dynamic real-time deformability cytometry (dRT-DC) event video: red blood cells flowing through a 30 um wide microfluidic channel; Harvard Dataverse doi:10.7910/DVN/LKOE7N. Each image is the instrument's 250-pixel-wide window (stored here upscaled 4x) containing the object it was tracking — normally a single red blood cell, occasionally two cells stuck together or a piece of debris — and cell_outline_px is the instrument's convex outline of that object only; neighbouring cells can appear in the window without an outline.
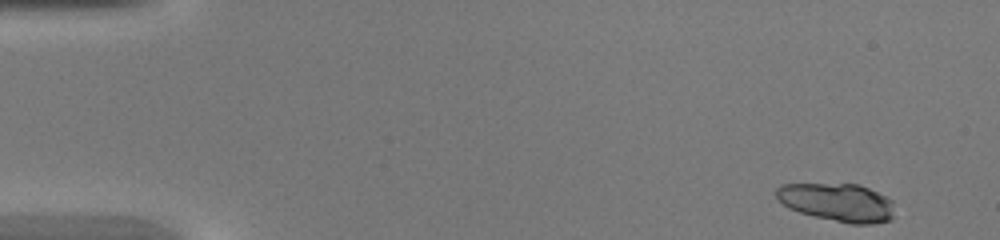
{"species": "common noctule bat (a hibernating species)", "species_latin": "Nyctalus noctula", "temperature_condition": "warm", "stored_images_in_passage": 43, "camera_frame_rate_fps": 3000, "um_per_image_px": 0.085, "animal": {"sex": "female", "body_mass_g": 20.0, "forearm_length_mm": 54.0}, "frame": {"image": 1, "passage_image": 1, "time_ms": 0.0, "image_size_px": [1000, 240], "cell_outline_px": [[892, 220], [872, 224], [848, 224], [800, 212], [788, 208], [776, 196], [776, 188], [780, 184], [860, 184], [892, 200]], "centroid_in_image_um": [71.17, 17.2], "position_along_channel_um": 13.8, "area_um2": 26.13}}
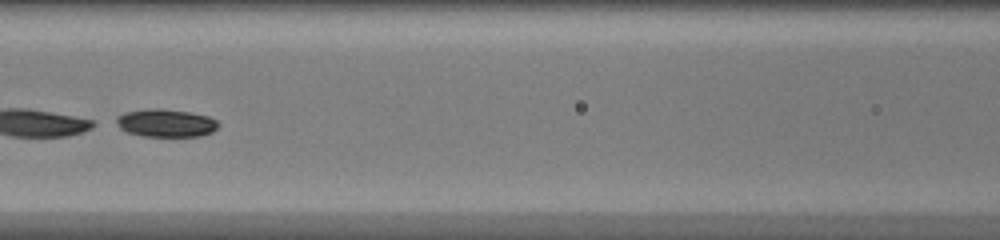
{"frame": {"image": 2, "passage_image": 19, "time_ms": 6.0, "image_size_px": [1000, 240], "cell_outline_px": [[220, 124], [212, 132], [200, 136], [144, 136], [128, 132], [112, 124], [108, 120], [124, 112], [152, 108], [160, 108], [188, 112], [208, 116], [216, 120]], "centroid_in_image_um": [13.99, 10.45], "position_along_channel_um": 152.6, "area_um2": 16.88}}
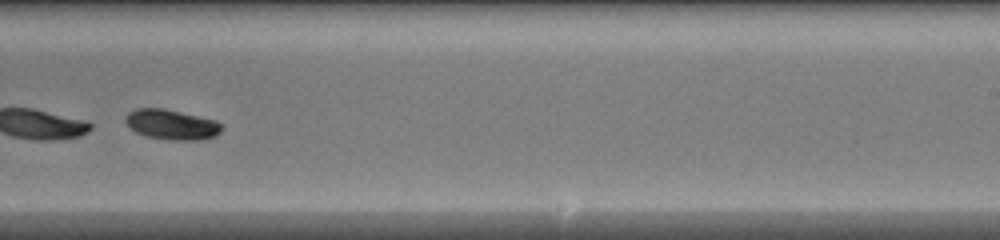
{"frame": {"image": 3, "passage_image": 27, "time_ms": 8.667, "image_size_px": [1000, 240], "cell_outline_px": [[224, 128], [216, 136], [204, 140], [172, 140], [144, 136], [136, 132], [124, 120], [128, 112], [136, 108], [164, 108], [216, 120], [224, 124]], "centroid_in_image_um": [14.64, 10.59], "position_along_channel_um": 274.4, "area_um2": 17.11}}